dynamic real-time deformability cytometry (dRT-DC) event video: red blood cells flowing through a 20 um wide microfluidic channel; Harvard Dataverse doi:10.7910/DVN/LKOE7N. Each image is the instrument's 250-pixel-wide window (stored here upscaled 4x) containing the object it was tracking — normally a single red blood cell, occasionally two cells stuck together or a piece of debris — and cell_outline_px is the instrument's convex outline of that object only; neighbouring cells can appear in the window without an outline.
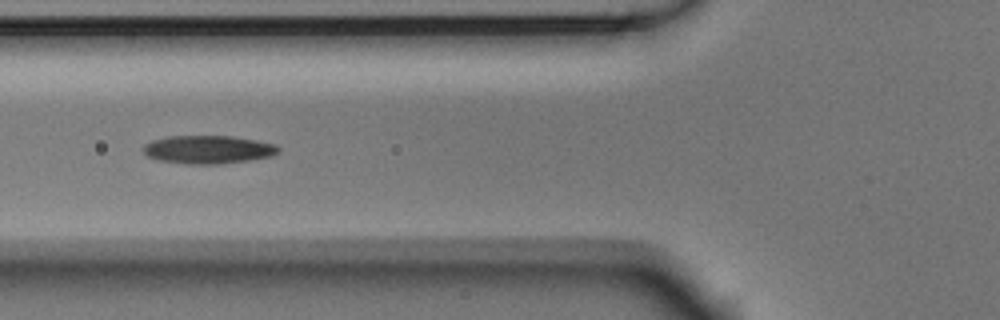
{"species": "Egyptian fruit bat (a non-hibernating species)", "species_latin": "Rousettus aegyptiacus", "temperature_condition": "room temperature", "stored_images_in_passage": 13, "camera_frame_rate_fps": 3000, "um_per_image_px": 0.085, "animal": {"sex": "male"}, "frame": {"image": 1, "passage_image": 8, "time_ms": 2.333, "image_size_px": [1000, 320], "cell_outline_px": [[280, 148], [272, 156], [248, 160], [220, 164], [188, 164], [160, 160], [148, 156], [144, 152], [144, 144], [152, 140], [168, 136], [232, 136], [256, 140], [276, 144]], "centroid_in_image_um": [17.7, 12.7], "position_along_channel_um": 108.1, "area_um2": 22.08}}
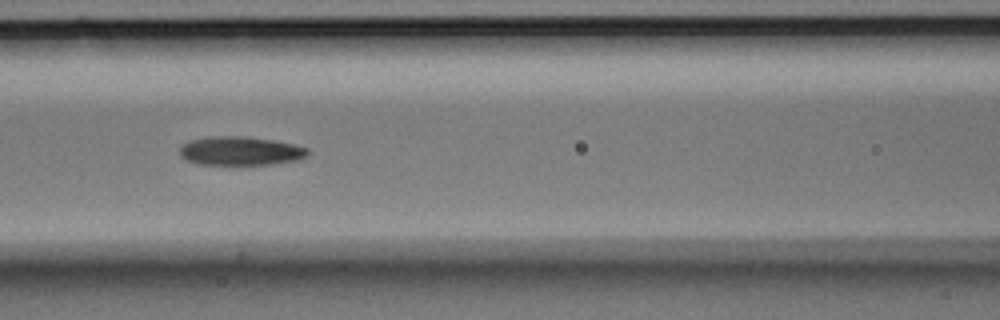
{"frame": {"image": 2, "passage_image": 11, "time_ms": 3.333, "image_size_px": [1000, 320], "cell_outline_px": [[308, 156], [296, 160], [272, 164], [196, 164], [180, 156], [180, 144], [188, 140], [208, 136], [244, 136], [272, 140], [292, 144], [308, 148]], "centroid_in_image_um": [20.38, 12.82], "position_along_channel_um": 146.2, "area_um2": 21.5}}